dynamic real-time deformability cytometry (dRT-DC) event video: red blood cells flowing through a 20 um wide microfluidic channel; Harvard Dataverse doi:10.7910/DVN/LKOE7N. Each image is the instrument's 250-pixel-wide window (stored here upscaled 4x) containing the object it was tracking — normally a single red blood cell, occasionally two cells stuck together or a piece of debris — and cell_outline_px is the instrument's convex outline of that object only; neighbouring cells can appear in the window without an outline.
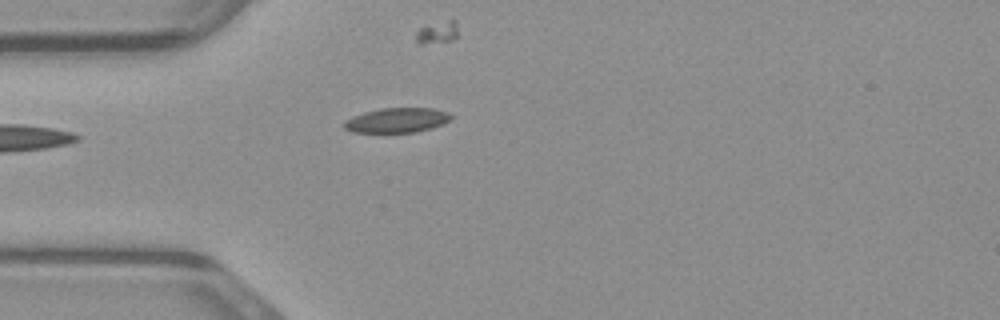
{"species": "common noctule bat (a hibernating species)", "species_latin": "Nyctalus noctula", "temperature_condition": "warm", "stored_images_in_passage": 26, "camera_frame_rate_fps": 3000, "um_per_image_px": 0.085, "animal": {"sex": "male", "body_mass_g": 23.1, "forearm_length_mm": 52.7}, "frame": {"image": 1, "passage_image": 1, "time_ms": 0.0, "image_size_px": [1000, 320], "cell_outline_px": [[452, 116], [448, 120], [432, 128], [416, 132], [352, 132], [344, 128], [344, 120], [352, 116], [364, 112], [380, 108], [432, 108], [448, 112]], "centroid_in_image_um": [33.69, 10.21], "position_along_channel_um": 51.3, "area_um2": 15.32}}
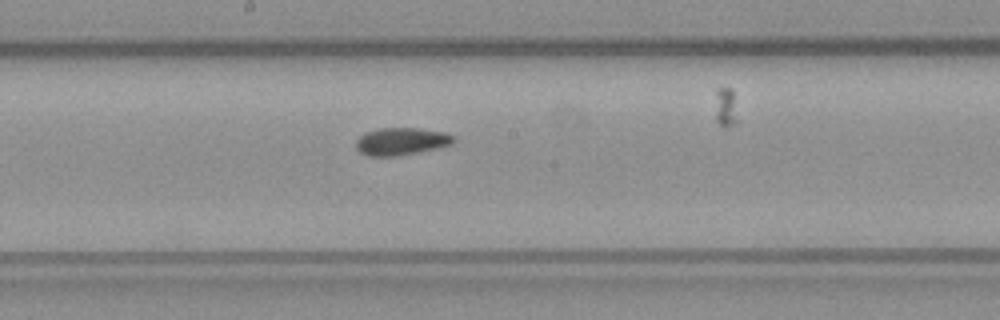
{"frame": {"image": 2, "passage_image": 13, "time_ms": 4.0, "image_size_px": [1000, 320], "cell_outline_px": [[456, 140], [452, 144], [436, 148], [396, 156], [368, 156], [360, 152], [356, 148], [356, 140], [364, 132], [380, 128], [416, 128], [444, 132], [456, 136]], "centroid_in_image_um": [34.1, 12.01], "position_along_channel_um": 214.1, "area_um2": 15.61}}
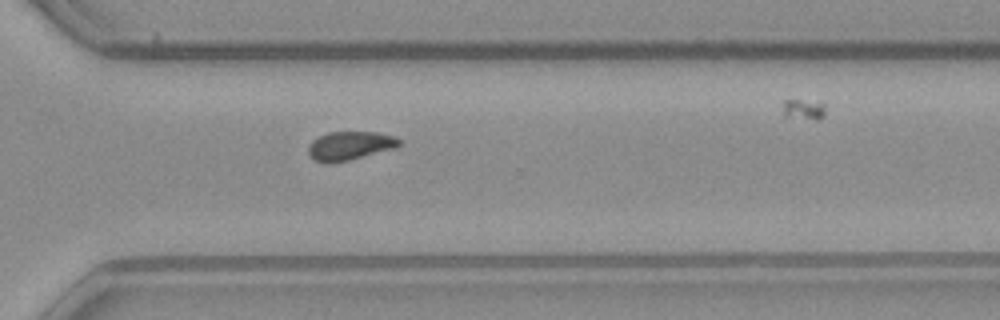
{"frame": {"image": 3, "passage_image": 22, "time_ms": 7.0, "image_size_px": [1000, 320], "cell_outline_px": [[400, 144], [396, 148], [348, 160], [328, 164], [316, 160], [308, 152], [308, 144], [312, 140], [328, 132], [376, 132], [396, 136], [400, 140]], "centroid_in_image_um": [29.75, 12.38], "position_along_channel_um": 340.9, "area_um2": 15.14}}